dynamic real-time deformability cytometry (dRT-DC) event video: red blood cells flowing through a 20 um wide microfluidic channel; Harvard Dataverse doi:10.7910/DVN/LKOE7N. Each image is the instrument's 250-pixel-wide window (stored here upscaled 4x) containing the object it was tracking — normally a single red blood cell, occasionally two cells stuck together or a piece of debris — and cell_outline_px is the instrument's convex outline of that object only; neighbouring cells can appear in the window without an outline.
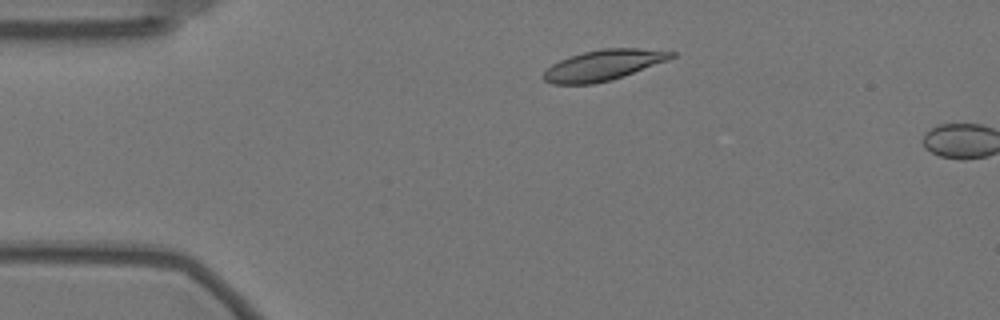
{"species": "Egyptian fruit bat (a non-hibernating species)", "species_latin": "Rousettus aegyptiacus", "temperature_condition": "warm", "stored_images_in_passage": 12, "camera_frame_rate_fps": 3000, "um_per_image_px": 0.085, "animal": {"sex": "female"}, "frame": {"image": 1, "passage_image": 7, "time_ms": 2.0, "image_size_px": [1000, 320], "cell_outline_px": [[676, 56], [668, 60], [612, 80], [592, 84], [552, 84], [544, 80], [540, 76], [552, 64], [560, 60], [584, 52], [604, 48], [640, 48], [676, 52]], "centroid_in_image_um": [51.28, 5.54], "position_along_channel_um": 33.7, "area_um2": 22.72}}